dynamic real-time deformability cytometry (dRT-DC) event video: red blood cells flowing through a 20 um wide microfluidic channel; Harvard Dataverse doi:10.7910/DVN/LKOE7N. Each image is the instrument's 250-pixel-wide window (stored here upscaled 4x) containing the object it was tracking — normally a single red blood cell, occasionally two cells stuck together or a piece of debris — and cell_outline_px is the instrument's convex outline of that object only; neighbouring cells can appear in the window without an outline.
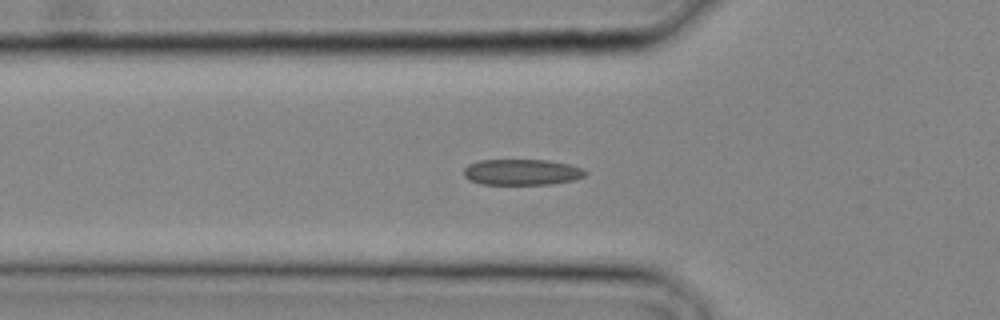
{"species": "common noctule bat (a hibernating species)", "species_latin": "Nyctalus noctula", "temperature_condition": "cold", "stored_images_in_passage": 19, "camera_frame_rate_fps": 3000, "um_per_image_px": 0.085, "animal": {"sex": "male", "body_mass_g": 20.4}, "frame": {"image": 1, "passage_image": 9, "time_ms": 2.667, "image_size_px": [1000, 320], "cell_outline_px": [[588, 172], [584, 176], [572, 180], [552, 184], [480, 184], [464, 176], [464, 168], [468, 164], [480, 160], [548, 160], [568, 164], [584, 168]], "centroid_in_image_um": [44.37, 14.62], "position_along_channel_um": 81.4, "area_um2": 18.32}}
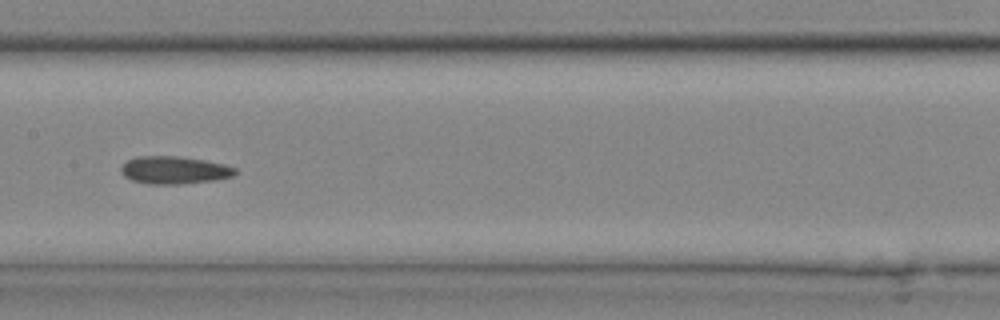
{"frame": {"image": 2, "passage_image": 14, "time_ms": 4.333, "image_size_px": [1000, 320], "cell_outline_px": [[236, 172], [232, 176], [212, 180], [180, 184], [148, 184], [132, 180], [124, 176], [120, 172], [120, 168], [128, 160], [136, 156], [180, 156], [204, 160], [224, 164], [236, 168]], "centroid_in_image_um": [14.78, 14.45], "position_along_channel_um": 192.6, "area_um2": 18.32}}
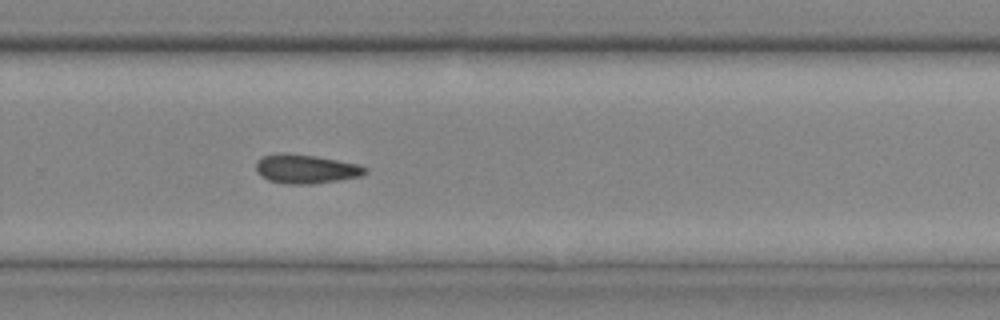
{"frame": {"image": 3, "passage_image": 19, "time_ms": 6.0, "image_size_px": [1000, 320], "cell_outline_px": [[368, 172], [360, 176], [336, 180], [308, 184], [284, 184], [268, 180], [260, 176], [256, 172], [256, 160], [264, 156], [280, 152], [288, 152], [316, 156], [360, 164], [368, 168]], "centroid_in_image_um": [25.97, 14.34], "position_along_channel_um": 303.8, "area_um2": 18.67}}